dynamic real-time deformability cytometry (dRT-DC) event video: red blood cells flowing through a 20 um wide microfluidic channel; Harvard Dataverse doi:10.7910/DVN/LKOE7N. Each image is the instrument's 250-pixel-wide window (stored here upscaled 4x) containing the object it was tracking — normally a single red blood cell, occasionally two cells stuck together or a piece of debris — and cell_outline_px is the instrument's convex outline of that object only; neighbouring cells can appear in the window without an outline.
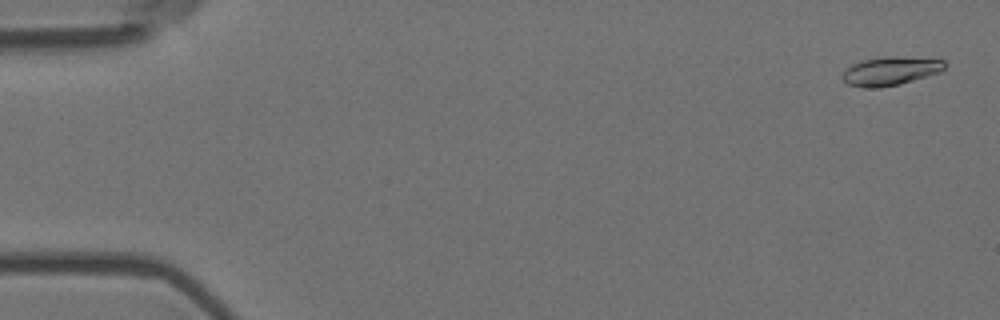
{"species": "Egyptian fruit bat (a non-hibernating species)", "species_latin": "Rousettus aegyptiacus", "temperature_condition": "room temperature", "stored_images_in_passage": 17, "camera_frame_rate_fps": 3000, "um_per_image_px": 0.085, "animal": {"sex": "female"}, "frame": {"image": 1, "passage_image": 2, "time_ms": 0.333, "image_size_px": [1000, 320], "cell_outline_px": [[948, 64], [940, 72], [900, 84], [880, 88], [868, 88], [848, 84], [840, 76], [844, 68], [860, 60], [884, 56], [896, 56], [944, 60]], "centroid_in_image_um": [75.65, 6.03], "position_along_channel_um": 9.4, "area_um2": 17.28}}
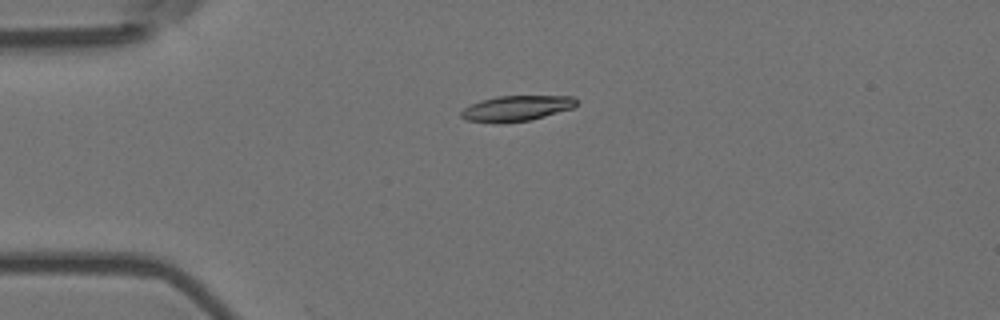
{"frame": {"image": 2, "passage_image": 14, "time_ms": 4.333, "image_size_px": [1000, 320], "cell_outline_px": [[576, 104], [572, 108], [544, 116], [528, 120], [496, 124], [468, 120], [460, 116], [460, 112], [464, 108], [480, 100], [496, 96], [572, 96], [576, 100]], "centroid_in_image_um": [43.85, 9.21], "position_along_channel_um": 41.2, "area_um2": 16.99}}